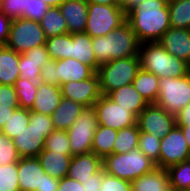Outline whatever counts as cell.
<instances>
[{
  "mask_svg": "<svg viewBox=\"0 0 190 191\" xmlns=\"http://www.w3.org/2000/svg\"><path fill=\"white\" fill-rule=\"evenodd\" d=\"M126 21L138 41L158 42L171 27L168 0H146L126 13Z\"/></svg>",
  "mask_w": 190,
  "mask_h": 191,
  "instance_id": "1",
  "label": "cell"
},
{
  "mask_svg": "<svg viewBox=\"0 0 190 191\" xmlns=\"http://www.w3.org/2000/svg\"><path fill=\"white\" fill-rule=\"evenodd\" d=\"M46 38L68 33L65 18L59 7H50L40 21Z\"/></svg>",
  "mask_w": 190,
  "mask_h": 191,
  "instance_id": "29",
  "label": "cell"
},
{
  "mask_svg": "<svg viewBox=\"0 0 190 191\" xmlns=\"http://www.w3.org/2000/svg\"><path fill=\"white\" fill-rule=\"evenodd\" d=\"M20 53L5 45L0 47V85L14 86L19 78Z\"/></svg>",
  "mask_w": 190,
  "mask_h": 191,
  "instance_id": "26",
  "label": "cell"
},
{
  "mask_svg": "<svg viewBox=\"0 0 190 191\" xmlns=\"http://www.w3.org/2000/svg\"><path fill=\"white\" fill-rule=\"evenodd\" d=\"M86 107L71 99L61 98L51 118L55 130L67 131Z\"/></svg>",
  "mask_w": 190,
  "mask_h": 191,
  "instance_id": "21",
  "label": "cell"
},
{
  "mask_svg": "<svg viewBox=\"0 0 190 191\" xmlns=\"http://www.w3.org/2000/svg\"><path fill=\"white\" fill-rule=\"evenodd\" d=\"M45 174L37 157H23L18 161V185L20 191H42Z\"/></svg>",
  "mask_w": 190,
  "mask_h": 191,
  "instance_id": "15",
  "label": "cell"
},
{
  "mask_svg": "<svg viewBox=\"0 0 190 191\" xmlns=\"http://www.w3.org/2000/svg\"><path fill=\"white\" fill-rule=\"evenodd\" d=\"M17 108L19 106H0V131Z\"/></svg>",
  "mask_w": 190,
  "mask_h": 191,
  "instance_id": "53",
  "label": "cell"
},
{
  "mask_svg": "<svg viewBox=\"0 0 190 191\" xmlns=\"http://www.w3.org/2000/svg\"><path fill=\"white\" fill-rule=\"evenodd\" d=\"M70 58L79 60L90 67L95 73L99 68L92 49V37L85 32L71 34Z\"/></svg>",
  "mask_w": 190,
  "mask_h": 191,
  "instance_id": "22",
  "label": "cell"
},
{
  "mask_svg": "<svg viewBox=\"0 0 190 191\" xmlns=\"http://www.w3.org/2000/svg\"><path fill=\"white\" fill-rule=\"evenodd\" d=\"M118 130L98 125L92 143V152L104 158L113 153L114 141Z\"/></svg>",
  "mask_w": 190,
  "mask_h": 191,
  "instance_id": "28",
  "label": "cell"
},
{
  "mask_svg": "<svg viewBox=\"0 0 190 191\" xmlns=\"http://www.w3.org/2000/svg\"><path fill=\"white\" fill-rule=\"evenodd\" d=\"M159 79L155 74L140 68L132 85L148 104H155L159 93Z\"/></svg>",
  "mask_w": 190,
  "mask_h": 191,
  "instance_id": "27",
  "label": "cell"
},
{
  "mask_svg": "<svg viewBox=\"0 0 190 191\" xmlns=\"http://www.w3.org/2000/svg\"><path fill=\"white\" fill-rule=\"evenodd\" d=\"M60 180L51 177L47 173L43 175L42 191H57Z\"/></svg>",
  "mask_w": 190,
  "mask_h": 191,
  "instance_id": "51",
  "label": "cell"
},
{
  "mask_svg": "<svg viewBox=\"0 0 190 191\" xmlns=\"http://www.w3.org/2000/svg\"><path fill=\"white\" fill-rule=\"evenodd\" d=\"M88 3L100 5H118V0H86Z\"/></svg>",
  "mask_w": 190,
  "mask_h": 191,
  "instance_id": "56",
  "label": "cell"
},
{
  "mask_svg": "<svg viewBox=\"0 0 190 191\" xmlns=\"http://www.w3.org/2000/svg\"><path fill=\"white\" fill-rule=\"evenodd\" d=\"M101 191H131V182L105 173L103 170Z\"/></svg>",
  "mask_w": 190,
  "mask_h": 191,
  "instance_id": "42",
  "label": "cell"
},
{
  "mask_svg": "<svg viewBox=\"0 0 190 191\" xmlns=\"http://www.w3.org/2000/svg\"><path fill=\"white\" fill-rule=\"evenodd\" d=\"M103 179V169L90 176L82 183L84 191H101V183Z\"/></svg>",
  "mask_w": 190,
  "mask_h": 191,
  "instance_id": "48",
  "label": "cell"
},
{
  "mask_svg": "<svg viewBox=\"0 0 190 191\" xmlns=\"http://www.w3.org/2000/svg\"><path fill=\"white\" fill-rule=\"evenodd\" d=\"M46 39L40 22L18 18L12 20L5 46L21 54L34 47L45 45Z\"/></svg>",
  "mask_w": 190,
  "mask_h": 191,
  "instance_id": "8",
  "label": "cell"
},
{
  "mask_svg": "<svg viewBox=\"0 0 190 191\" xmlns=\"http://www.w3.org/2000/svg\"><path fill=\"white\" fill-rule=\"evenodd\" d=\"M172 28L190 29V0H168Z\"/></svg>",
  "mask_w": 190,
  "mask_h": 191,
  "instance_id": "30",
  "label": "cell"
},
{
  "mask_svg": "<svg viewBox=\"0 0 190 191\" xmlns=\"http://www.w3.org/2000/svg\"><path fill=\"white\" fill-rule=\"evenodd\" d=\"M115 103L133 112L137 117L148 105L132 84L111 91L108 95Z\"/></svg>",
  "mask_w": 190,
  "mask_h": 191,
  "instance_id": "24",
  "label": "cell"
},
{
  "mask_svg": "<svg viewBox=\"0 0 190 191\" xmlns=\"http://www.w3.org/2000/svg\"><path fill=\"white\" fill-rule=\"evenodd\" d=\"M126 22V11L118 5L88 3L85 33L92 38L105 36Z\"/></svg>",
  "mask_w": 190,
  "mask_h": 191,
  "instance_id": "7",
  "label": "cell"
},
{
  "mask_svg": "<svg viewBox=\"0 0 190 191\" xmlns=\"http://www.w3.org/2000/svg\"><path fill=\"white\" fill-rule=\"evenodd\" d=\"M39 82H32L28 79L18 78L14 84L17 97L19 100V108L31 110L37 94Z\"/></svg>",
  "mask_w": 190,
  "mask_h": 191,
  "instance_id": "35",
  "label": "cell"
},
{
  "mask_svg": "<svg viewBox=\"0 0 190 191\" xmlns=\"http://www.w3.org/2000/svg\"><path fill=\"white\" fill-rule=\"evenodd\" d=\"M20 158L12 139L0 132V165L18 163Z\"/></svg>",
  "mask_w": 190,
  "mask_h": 191,
  "instance_id": "40",
  "label": "cell"
},
{
  "mask_svg": "<svg viewBox=\"0 0 190 191\" xmlns=\"http://www.w3.org/2000/svg\"><path fill=\"white\" fill-rule=\"evenodd\" d=\"M46 50L50 59L60 60L70 58L71 55V34L66 33L46 39Z\"/></svg>",
  "mask_w": 190,
  "mask_h": 191,
  "instance_id": "32",
  "label": "cell"
},
{
  "mask_svg": "<svg viewBox=\"0 0 190 191\" xmlns=\"http://www.w3.org/2000/svg\"><path fill=\"white\" fill-rule=\"evenodd\" d=\"M29 123L38 129H55L49 115L30 111Z\"/></svg>",
  "mask_w": 190,
  "mask_h": 191,
  "instance_id": "46",
  "label": "cell"
},
{
  "mask_svg": "<svg viewBox=\"0 0 190 191\" xmlns=\"http://www.w3.org/2000/svg\"><path fill=\"white\" fill-rule=\"evenodd\" d=\"M181 128L190 151V125H177Z\"/></svg>",
  "mask_w": 190,
  "mask_h": 191,
  "instance_id": "55",
  "label": "cell"
},
{
  "mask_svg": "<svg viewBox=\"0 0 190 191\" xmlns=\"http://www.w3.org/2000/svg\"><path fill=\"white\" fill-rule=\"evenodd\" d=\"M166 191H175V190H173L172 188H169L168 190H166Z\"/></svg>",
  "mask_w": 190,
  "mask_h": 191,
  "instance_id": "58",
  "label": "cell"
},
{
  "mask_svg": "<svg viewBox=\"0 0 190 191\" xmlns=\"http://www.w3.org/2000/svg\"><path fill=\"white\" fill-rule=\"evenodd\" d=\"M146 0H118V7L126 11V13L135 5L141 4Z\"/></svg>",
  "mask_w": 190,
  "mask_h": 191,
  "instance_id": "54",
  "label": "cell"
},
{
  "mask_svg": "<svg viewBox=\"0 0 190 191\" xmlns=\"http://www.w3.org/2000/svg\"><path fill=\"white\" fill-rule=\"evenodd\" d=\"M57 191H84V189L80 181L65 176L60 180Z\"/></svg>",
  "mask_w": 190,
  "mask_h": 191,
  "instance_id": "50",
  "label": "cell"
},
{
  "mask_svg": "<svg viewBox=\"0 0 190 191\" xmlns=\"http://www.w3.org/2000/svg\"><path fill=\"white\" fill-rule=\"evenodd\" d=\"M37 158L45 173L61 180L68 174L72 156L43 149Z\"/></svg>",
  "mask_w": 190,
  "mask_h": 191,
  "instance_id": "23",
  "label": "cell"
},
{
  "mask_svg": "<svg viewBox=\"0 0 190 191\" xmlns=\"http://www.w3.org/2000/svg\"><path fill=\"white\" fill-rule=\"evenodd\" d=\"M12 19L5 13L0 11V44L5 45L7 43Z\"/></svg>",
  "mask_w": 190,
  "mask_h": 191,
  "instance_id": "49",
  "label": "cell"
},
{
  "mask_svg": "<svg viewBox=\"0 0 190 191\" xmlns=\"http://www.w3.org/2000/svg\"><path fill=\"white\" fill-rule=\"evenodd\" d=\"M56 60L50 59L41 67L40 81L52 85H57Z\"/></svg>",
  "mask_w": 190,
  "mask_h": 191,
  "instance_id": "45",
  "label": "cell"
},
{
  "mask_svg": "<svg viewBox=\"0 0 190 191\" xmlns=\"http://www.w3.org/2000/svg\"><path fill=\"white\" fill-rule=\"evenodd\" d=\"M0 106H19V100L14 86L0 85Z\"/></svg>",
  "mask_w": 190,
  "mask_h": 191,
  "instance_id": "44",
  "label": "cell"
},
{
  "mask_svg": "<svg viewBox=\"0 0 190 191\" xmlns=\"http://www.w3.org/2000/svg\"><path fill=\"white\" fill-rule=\"evenodd\" d=\"M175 120L176 125H190V103L175 116Z\"/></svg>",
  "mask_w": 190,
  "mask_h": 191,
  "instance_id": "52",
  "label": "cell"
},
{
  "mask_svg": "<svg viewBox=\"0 0 190 191\" xmlns=\"http://www.w3.org/2000/svg\"><path fill=\"white\" fill-rule=\"evenodd\" d=\"M18 66L20 70V79H28L32 82H40L41 67L43 66V62L29 61V58L21 53Z\"/></svg>",
  "mask_w": 190,
  "mask_h": 191,
  "instance_id": "39",
  "label": "cell"
},
{
  "mask_svg": "<svg viewBox=\"0 0 190 191\" xmlns=\"http://www.w3.org/2000/svg\"><path fill=\"white\" fill-rule=\"evenodd\" d=\"M169 189L167 169L155 167L131 182V191H166Z\"/></svg>",
  "mask_w": 190,
  "mask_h": 191,
  "instance_id": "25",
  "label": "cell"
},
{
  "mask_svg": "<svg viewBox=\"0 0 190 191\" xmlns=\"http://www.w3.org/2000/svg\"><path fill=\"white\" fill-rule=\"evenodd\" d=\"M140 132L164 138L176 125L175 116L156 104H148L137 117Z\"/></svg>",
  "mask_w": 190,
  "mask_h": 191,
  "instance_id": "11",
  "label": "cell"
},
{
  "mask_svg": "<svg viewBox=\"0 0 190 191\" xmlns=\"http://www.w3.org/2000/svg\"><path fill=\"white\" fill-rule=\"evenodd\" d=\"M189 147L180 127L175 125L160 142L159 168L167 169L189 158Z\"/></svg>",
  "mask_w": 190,
  "mask_h": 191,
  "instance_id": "12",
  "label": "cell"
},
{
  "mask_svg": "<svg viewBox=\"0 0 190 191\" xmlns=\"http://www.w3.org/2000/svg\"><path fill=\"white\" fill-rule=\"evenodd\" d=\"M50 7H59L65 0H43Z\"/></svg>",
  "mask_w": 190,
  "mask_h": 191,
  "instance_id": "57",
  "label": "cell"
},
{
  "mask_svg": "<svg viewBox=\"0 0 190 191\" xmlns=\"http://www.w3.org/2000/svg\"><path fill=\"white\" fill-rule=\"evenodd\" d=\"M102 166L105 173L132 182L151 172L156 164L136 147L128 153H112L104 157Z\"/></svg>",
  "mask_w": 190,
  "mask_h": 191,
  "instance_id": "4",
  "label": "cell"
},
{
  "mask_svg": "<svg viewBox=\"0 0 190 191\" xmlns=\"http://www.w3.org/2000/svg\"><path fill=\"white\" fill-rule=\"evenodd\" d=\"M59 9L65 18L68 33L85 32L88 14V2L86 0H65Z\"/></svg>",
  "mask_w": 190,
  "mask_h": 191,
  "instance_id": "17",
  "label": "cell"
},
{
  "mask_svg": "<svg viewBox=\"0 0 190 191\" xmlns=\"http://www.w3.org/2000/svg\"><path fill=\"white\" fill-rule=\"evenodd\" d=\"M28 0H2L0 11L9 18H24V12L27 9Z\"/></svg>",
  "mask_w": 190,
  "mask_h": 191,
  "instance_id": "41",
  "label": "cell"
},
{
  "mask_svg": "<svg viewBox=\"0 0 190 191\" xmlns=\"http://www.w3.org/2000/svg\"><path fill=\"white\" fill-rule=\"evenodd\" d=\"M97 126L95 109L86 107L67 130L69 146L73 156L92 152V143Z\"/></svg>",
  "mask_w": 190,
  "mask_h": 191,
  "instance_id": "9",
  "label": "cell"
},
{
  "mask_svg": "<svg viewBox=\"0 0 190 191\" xmlns=\"http://www.w3.org/2000/svg\"><path fill=\"white\" fill-rule=\"evenodd\" d=\"M93 108L96 111L98 125L119 131L137 124V116L133 112L115 103L107 95H101Z\"/></svg>",
  "mask_w": 190,
  "mask_h": 191,
  "instance_id": "10",
  "label": "cell"
},
{
  "mask_svg": "<svg viewBox=\"0 0 190 191\" xmlns=\"http://www.w3.org/2000/svg\"><path fill=\"white\" fill-rule=\"evenodd\" d=\"M50 8L43 0H28L27 9L24 12V19L40 22Z\"/></svg>",
  "mask_w": 190,
  "mask_h": 191,
  "instance_id": "43",
  "label": "cell"
},
{
  "mask_svg": "<svg viewBox=\"0 0 190 191\" xmlns=\"http://www.w3.org/2000/svg\"><path fill=\"white\" fill-rule=\"evenodd\" d=\"M138 57L140 68L159 78H178L190 72L188 63L168 53L159 42L140 43Z\"/></svg>",
  "mask_w": 190,
  "mask_h": 191,
  "instance_id": "3",
  "label": "cell"
},
{
  "mask_svg": "<svg viewBox=\"0 0 190 191\" xmlns=\"http://www.w3.org/2000/svg\"><path fill=\"white\" fill-rule=\"evenodd\" d=\"M0 191H20L18 163L0 165Z\"/></svg>",
  "mask_w": 190,
  "mask_h": 191,
  "instance_id": "38",
  "label": "cell"
},
{
  "mask_svg": "<svg viewBox=\"0 0 190 191\" xmlns=\"http://www.w3.org/2000/svg\"><path fill=\"white\" fill-rule=\"evenodd\" d=\"M57 86L66 82L86 80L95 72L87 65L74 58L56 60Z\"/></svg>",
  "mask_w": 190,
  "mask_h": 191,
  "instance_id": "19",
  "label": "cell"
},
{
  "mask_svg": "<svg viewBox=\"0 0 190 191\" xmlns=\"http://www.w3.org/2000/svg\"><path fill=\"white\" fill-rule=\"evenodd\" d=\"M23 54L29 58V61L43 62V66L48 62V60H50L45 45L29 49L25 51Z\"/></svg>",
  "mask_w": 190,
  "mask_h": 191,
  "instance_id": "47",
  "label": "cell"
},
{
  "mask_svg": "<svg viewBox=\"0 0 190 191\" xmlns=\"http://www.w3.org/2000/svg\"><path fill=\"white\" fill-rule=\"evenodd\" d=\"M160 142L161 139L155 137L154 134L139 133L138 148L146 157L156 164V167H159Z\"/></svg>",
  "mask_w": 190,
  "mask_h": 191,
  "instance_id": "36",
  "label": "cell"
},
{
  "mask_svg": "<svg viewBox=\"0 0 190 191\" xmlns=\"http://www.w3.org/2000/svg\"><path fill=\"white\" fill-rule=\"evenodd\" d=\"M140 42L126 21L105 36L92 38V49L99 65L114 59L138 56Z\"/></svg>",
  "mask_w": 190,
  "mask_h": 191,
  "instance_id": "2",
  "label": "cell"
},
{
  "mask_svg": "<svg viewBox=\"0 0 190 191\" xmlns=\"http://www.w3.org/2000/svg\"><path fill=\"white\" fill-rule=\"evenodd\" d=\"M139 69L138 56L114 59L99 65L96 74L99 78L101 95H108L115 89L132 84Z\"/></svg>",
  "mask_w": 190,
  "mask_h": 191,
  "instance_id": "5",
  "label": "cell"
},
{
  "mask_svg": "<svg viewBox=\"0 0 190 191\" xmlns=\"http://www.w3.org/2000/svg\"><path fill=\"white\" fill-rule=\"evenodd\" d=\"M190 103V72L178 78L159 79L157 106L176 116Z\"/></svg>",
  "mask_w": 190,
  "mask_h": 191,
  "instance_id": "6",
  "label": "cell"
},
{
  "mask_svg": "<svg viewBox=\"0 0 190 191\" xmlns=\"http://www.w3.org/2000/svg\"><path fill=\"white\" fill-rule=\"evenodd\" d=\"M69 145L67 131L54 130L46 137L44 150L73 156Z\"/></svg>",
  "mask_w": 190,
  "mask_h": 191,
  "instance_id": "37",
  "label": "cell"
},
{
  "mask_svg": "<svg viewBox=\"0 0 190 191\" xmlns=\"http://www.w3.org/2000/svg\"><path fill=\"white\" fill-rule=\"evenodd\" d=\"M169 188L183 191L190 188V162L189 160L174 164L167 168Z\"/></svg>",
  "mask_w": 190,
  "mask_h": 191,
  "instance_id": "31",
  "label": "cell"
},
{
  "mask_svg": "<svg viewBox=\"0 0 190 191\" xmlns=\"http://www.w3.org/2000/svg\"><path fill=\"white\" fill-rule=\"evenodd\" d=\"M158 42L168 53L190 64V29L170 27Z\"/></svg>",
  "mask_w": 190,
  "mask_h": 191,
  "instance_id": "16",
  "label": "cell"
},
{
  "mask_svg": "<svg viewBox=\"0 0 190 191\" xmlns=\"http://www.w3.org/2000/svg\"><path fill=\"white\" fill-rule=\"evenodd\" d=\"M62 98L71 99L85 107H93L101 97L99 78L94 73L86 80L66 82L60 86Z\"/></svg>",
  "mask_w": 190,
  "mask_h": 191,
  "instance_id": "13",
  "label": "cell"
},
{
  "mask_svg": "<svg viewBox=\"0 0 190 191\" xmlns=\"http://www.w3.org/2000/svg\"><path fill=\"white\" fill-rule=\"evenodd\" d=\"M139 133L138 124L119 130L114 141L113 153H128L138 147Z\"/></svg>",
  "mask_w": 190,
  "mask_h": 191,
  "instance_id": "33",
  "label": "cell"
},
{
  "mask_svg": "<svg viewBox=\"0 0 190 191\" xmlns=\"http://www.w3.org/2000/svg\"><path fill=\"white\" fill-rule=\"evenodd\" d=\"M103 169L102 158L93 152L72 156L67 176L81 183Z\"/></svg>",
  "mask_w": 190,
  "mask_h": 191,
  "instance_id": "18",
  "label": "cell"
},
{
  "mask_svg": "<svg viewBox=\"0 0 190 191\" xmlns=\"http://www.w3.org/2000/svg\"><path fill=\"white\" fill-rule=\"evenodd\" d=\"M62 98L60 86L39 82L37 94L30 111L51 116Z\"/></svg>",
  "mask_w": 190,
  "mask_h": 191,
  "instance_id": "20",
  "label": "cell"
},
{
  "mask_svg": "<svg viewBox=\"0 0 190 191\" xmlns=\"http://www.w3.org/2000/svg\"><path fill=\"white\" fill-rule=\"evenodd\" d=\"M30 110L24 108H17L13 114L10 115L8 121L1 129V133L8 138H15L20 132H22L29 124Z\"/></svg>",
  "mask_w": 190,
  "mask_h": 191,
  "instance_id": "34",
  "label": "cell"
},
{
  "mask_svg": "<svg viewBox=\"0 0 190 191\" xmlns=\"http://www.w3.org/2000/svg\"><path fill=\"white\" fill-rule=\"evenodd\" d=\"M55 129H38L31 125L12 139L21 158L37 157L45 147V139Z\"/></svg>",
  "mask_w": 190,
  "mask_h": 191,
  "instance_id": "14",
  "label": "cell"
}]
</instances>
